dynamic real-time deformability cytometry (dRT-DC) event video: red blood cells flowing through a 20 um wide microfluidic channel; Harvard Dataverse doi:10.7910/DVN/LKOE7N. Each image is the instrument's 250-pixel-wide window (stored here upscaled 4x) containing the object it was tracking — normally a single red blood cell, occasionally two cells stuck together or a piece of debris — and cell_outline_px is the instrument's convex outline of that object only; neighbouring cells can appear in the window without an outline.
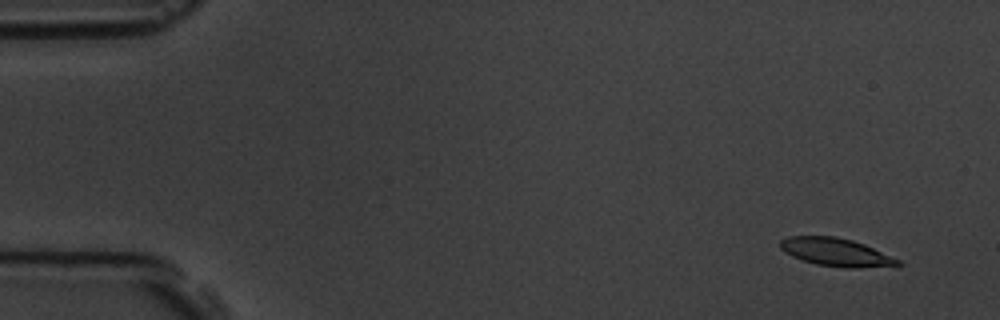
{"species": "common noctule bat (a hibernating species)", "species_latin": "Nyctalus noctula", "temperature_condition": "room temperature", "stored_images_in_passage": 5, "camera_frame_rate_fps": 3000, "um_per_image_px": 0.085, "animal": {"sex": "male", "body_mass_g": 19.5, "forearm_length_mm": 54.6}, "frame": {"image": 1, "passage_image": 1, "time_ms": 0.0, "image_size_px": [1000, 320], "cell_outline_px": [[904, 264], [856, 268], [844, 268], [816, 264], [792, 256], [784, 252], [780, 248], [780, 240], [788, 236], [836, 236], [852, 240], [864, 244], [900, 260]], "centroid_in_image_um": [71.03, 21.43], "position_along_channel_um": 14.0, "area_um2": 19.07}}